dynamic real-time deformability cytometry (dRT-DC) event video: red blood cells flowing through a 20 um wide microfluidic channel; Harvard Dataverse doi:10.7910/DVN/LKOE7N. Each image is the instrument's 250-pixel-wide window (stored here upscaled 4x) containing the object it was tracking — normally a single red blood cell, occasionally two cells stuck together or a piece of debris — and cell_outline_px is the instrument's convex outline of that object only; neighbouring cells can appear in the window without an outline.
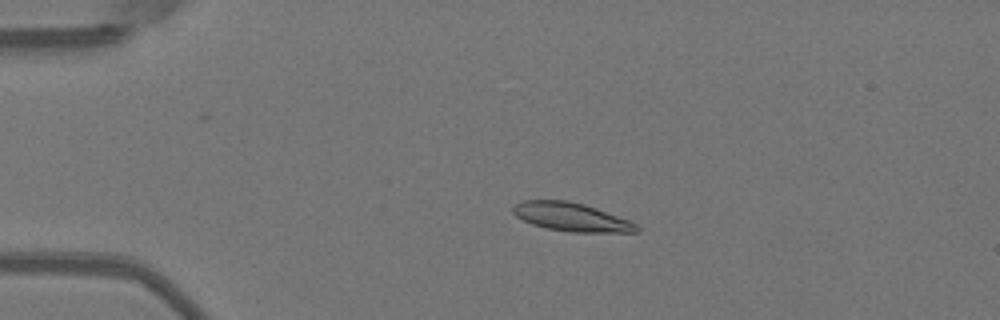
{"species": "Egyptian fruit bat (a non-hibernating species)", "species_latin": "Rousettus aegyptiacus", "temperature_condition": "warm", "stored_images_in_passage": 52, "camera_frame_rate_fps": 3000, "um_per_image_px": 0.085, "animal": {"sex": "female"}, "frame": {"image": 1, "passage_image": 12, "time_ms": 3.667, "image_size_px": [1000, 320], "cell_outline_px": [[640, 228], [636, 232], [572, 232], [548, 228], [532, 224], [516, 216], [512, 212], [512, 208], [516, 204], [524, 200], [568, 200], [584, 204], [596, 208], [628, 220], [636, 224]], "centroid_in_image_um": [48.55, 18.44], "position_along_channel_um": 36.5, "area_um2": 20.29}}
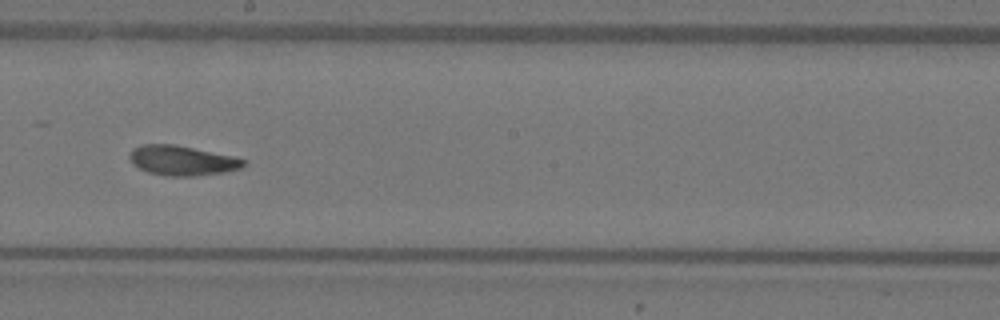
{"frame": {"image": 2, "passage_image": 30, "time_ms": 9.667, "image_size_px": [1000, 320], "cell_outline_px": [[248, 164], [240, 168], [224, 172], [196, 176], [168, 176], [148, 172], [132, 164], [128, 156], [132, 148], [144, 144], [176, 144], [236, 156], [248, 160]], "centroid_in_image_um": [15.52, 13.63], "position_along_channel_um": 232.7, "area_um2": 20.17}}
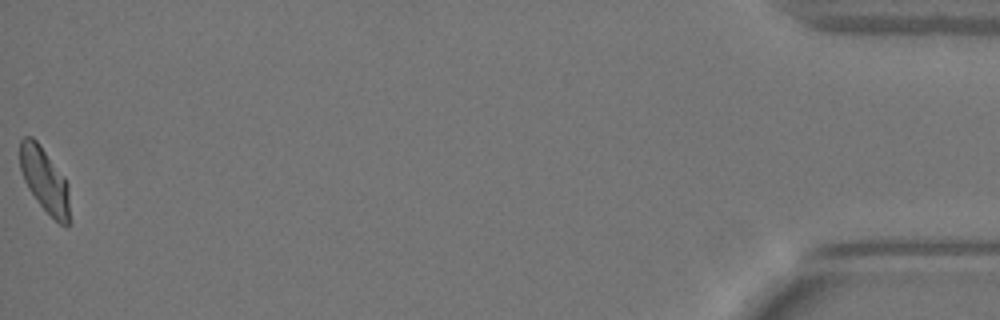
{"frame": {"image": 3, "passage_image": 52, "time_ms": 17.0, "image_size_px": [1000, 320], "cell_outline_px": [[68, 228], [60, 224], [36, 200], [28, 188], [24, 180], [20, 168], [20, 140], [24, 136], [32, 136], [40, 144], [64, 176], [68, 184]], "centroid_in_image_um": [3.77, 15.26], "position_along_channel_um": 431.4, "area_um2": 18.5}, "authors_computed_cell_mechanics": {"area_um2": 19.7965, "velocity_mm_per_s": 4.0, "shape_relaxation_time_tau1_ms": 6.5935, "shape_relaxation_time_tau2_ms": 1.426, "deformation_change_tau1": 0.2101, "deformation_change_tau2": 0.07}}